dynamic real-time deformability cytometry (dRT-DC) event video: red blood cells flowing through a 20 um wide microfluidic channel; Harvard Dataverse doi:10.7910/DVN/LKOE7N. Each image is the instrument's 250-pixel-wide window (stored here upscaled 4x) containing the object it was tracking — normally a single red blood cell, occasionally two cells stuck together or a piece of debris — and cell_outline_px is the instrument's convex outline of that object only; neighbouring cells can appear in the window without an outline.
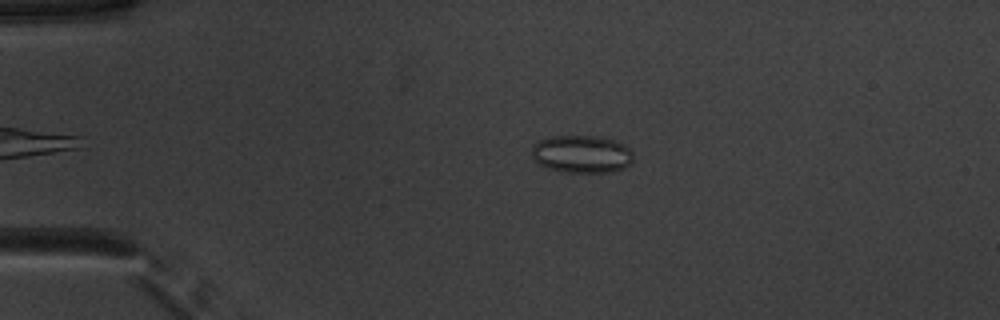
{"species": "common noctule bat (a hibernating species)", "species_latin": "Nyctalus noctula", "temperature_condition": "warm", "stored_images_in_passage": 39, "camera_frame_rate_fps": 3000, "um_per_image_px": 0.085, "animal": {"sex": "male", "body_mass_g": 20.1, "forearm_length_mm": 53.5}, "frame": {"image": 1, "passage_image": 5, "time_ms": 1.333, "image_size_px": [1000, 320], "cell_outline_px": [[632, 164], [624, 168], [612, 172], [568, 172], [548, 168], [540, 164], [532, 156], [532, 144], [540, 140], [552, 136], [600, 136], [616, 140], [624, 144], [632, 152]], "centroid_in_image_um": [49.47, 13.09], "position_along_channel_um": 35.5, "area_um2": 22.37}}
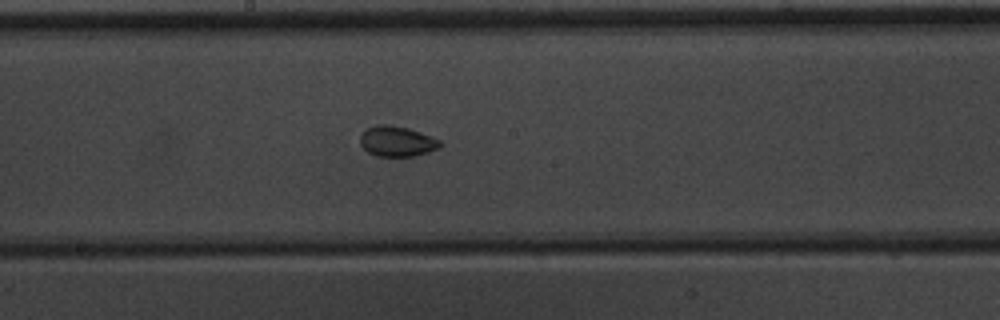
{"frame": {"image": 2, "passage_image": 22, "time_ms": 7.0, "image_size_px": [1000, 320], "cell_outline_px": [[444, 144], [440, 148], [428, 152], [412, 156], [376, 156], [368, 152], [360, 144], [360, 136], [368, 128], [376, 124], [388, 124], [408, 128], [432, 136], [440, 140]], "centroid_in_image_um": [33.77, 12.01], "position_along_channel_um": 214.4, "area_um2": 14.22}}
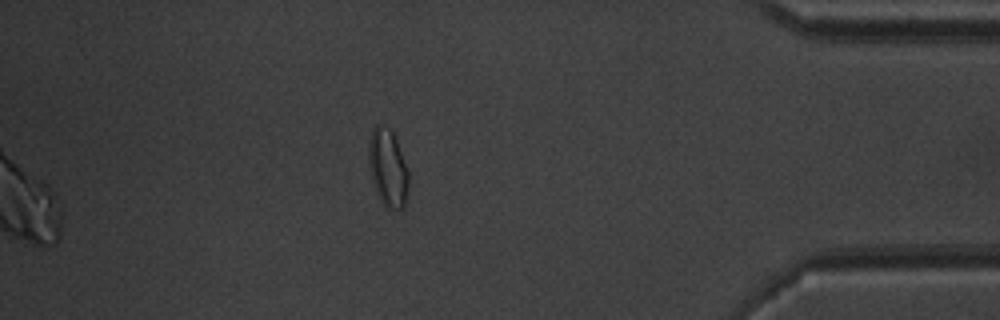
{"frame": {"image": 3, "passage_image": 39, "time_ms": 12.667, "image_size_px": [1000, 320], "cell_outline_px": [[408, 184], [404, 208], [392, 208], [384, 204], [380, 200], [376, 192], [372, 180], [368, 164], [368, 144], [372, 128], [376, 124], [388, 128], [392, 132], [396, 140], [408, 172]], "centroid_in_image_um": [32.93, 14.25], "position_along_channel_um": 402.3, "area_um2": 17.74}, "authors_computed_cell_mechanics": {"area_um2": 15.5482, "velocity_mm_per_s": 3.9447, "shape_relaxation_time_tau1_ms": 6.7691, "shape_relaxation_time_tau2_ms": 1.6743, "deformation_change_tau1": 0.0982, "deformation_change_tau2": 0.0529}}